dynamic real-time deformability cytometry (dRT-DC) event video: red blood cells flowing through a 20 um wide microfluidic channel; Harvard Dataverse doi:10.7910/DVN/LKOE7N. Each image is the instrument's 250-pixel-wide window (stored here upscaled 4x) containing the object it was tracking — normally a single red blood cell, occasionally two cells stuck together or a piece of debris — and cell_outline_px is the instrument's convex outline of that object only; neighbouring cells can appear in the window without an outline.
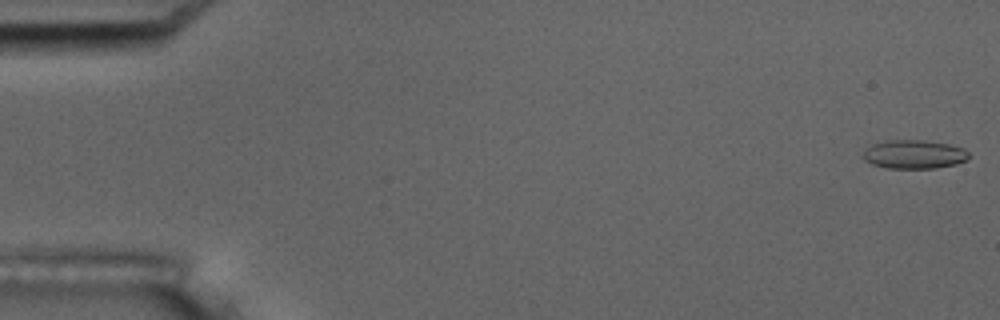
{"species": "common noctule bat (a hibernating species)", "species_latin": "Nyctalus noctula", "temperature_condition": "room temperature", "stored_images_in_passage": 7, "camera_frame_rate_fps": 3000, "um_per_image_px": 0.085, "animal": {"sex": "male", "body_mass_g": 17.5, "forearm_length_mm": 52.3}, "frame": {"image": 1, "passage_image": 1, "time_ms": 0.0, "image_size_px": [1000, 320], "cell_outline_px": [[968, 160], [956, 164], [936, 168], [888, 168], [872, 164], [864, 160], [860, 156], [864, 148], [872, 144], [888, 140], [924, 140], [948, 144], [964, 148], [968, 152]], "centroid_in_image_um": [77.66, 13.12], "position_along_channel_um": 7.3, "area_um2": 17.92}}